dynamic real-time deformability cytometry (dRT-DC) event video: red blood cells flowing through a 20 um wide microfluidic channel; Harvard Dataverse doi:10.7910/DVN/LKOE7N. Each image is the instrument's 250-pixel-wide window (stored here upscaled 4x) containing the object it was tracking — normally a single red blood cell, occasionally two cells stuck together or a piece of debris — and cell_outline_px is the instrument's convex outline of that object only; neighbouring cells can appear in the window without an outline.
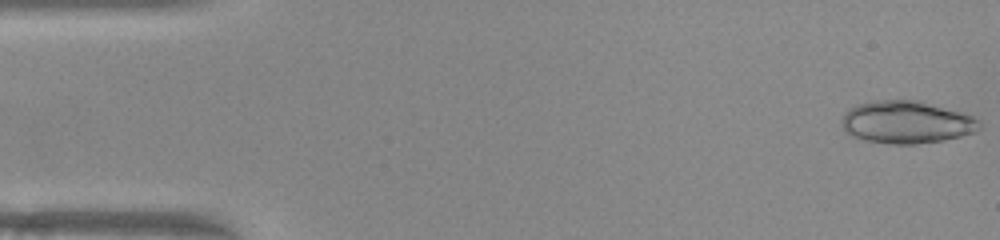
{"species": "common noctule bat (a hibernating species)", "species_latin": "Nyctalus noctula", "temperature_condition": "warm", "stored_images_in_passage": 45, "camera_frame_rate_fps": 3000, "um_per_image_px": 0.085, "animal": {"sex": "female", "body_mass_g": 22.0, "forearm_length_mm": 56.7}, "frame": {"image": 1, "passage_image": 1, "time_ms": 0.0, "image_size_px": [1000, 240], "cell_outline_px": [[980, 128], [972, 132], [960, 136], [944, 140], [916, 144], [888, 144], [864, 140], [852, 136], [844, 132], [840, 124], [844, 112], [848, 108], [856, 104], [872, 100], [920, 100], [960, 112], [972, 116], [980, 124]], "centroid_in_image_um": [76.96, 10.38], "position_along_channel_um": 8.0, "area_um2": 34.33}}